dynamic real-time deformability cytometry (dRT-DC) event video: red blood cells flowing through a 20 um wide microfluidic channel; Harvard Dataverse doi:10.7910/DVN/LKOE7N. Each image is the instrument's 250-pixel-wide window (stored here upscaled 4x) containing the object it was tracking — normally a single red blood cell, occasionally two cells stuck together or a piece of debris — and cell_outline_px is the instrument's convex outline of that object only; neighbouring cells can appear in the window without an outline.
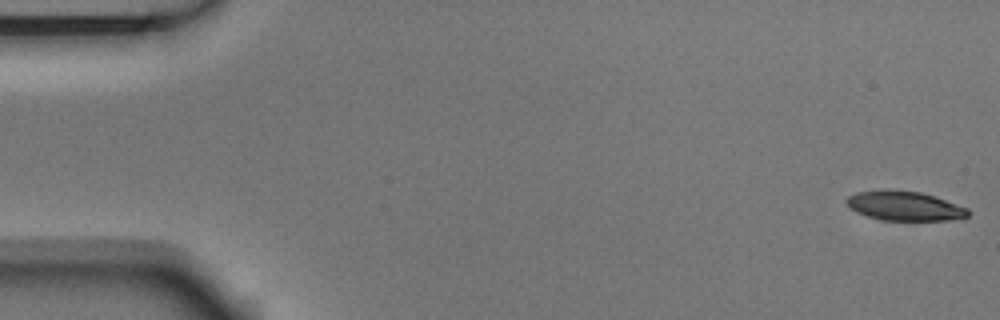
{"species": "Egyptian fruit bat (a non-hibernating species)", "species_latin": "Rousettus aegyptiacus", "temperature_condition": "room temperature", "stored_images_in_passage": 16, "camera_frame_rate_fps": 3000, "um_per_image_px": 0.085, "animal": {"sex": "male"}, "frame": {"image": 1, "passage_image": 1, "time_ms": 0.0, "image_size_px": [1000, 320], "cell_outline_px": [[972, 212], [968, 216], [948, 220], [880, 220], [856, 212], [844, 200], [848, 196], [856, 192], [880, 188], [896, 188], [920, 192], [936, 196], [968, 208]], "centroid_in_image_um": [76.87, 17.47], "position_along_channel_um": 8.1, "area_um2": 21.33}}
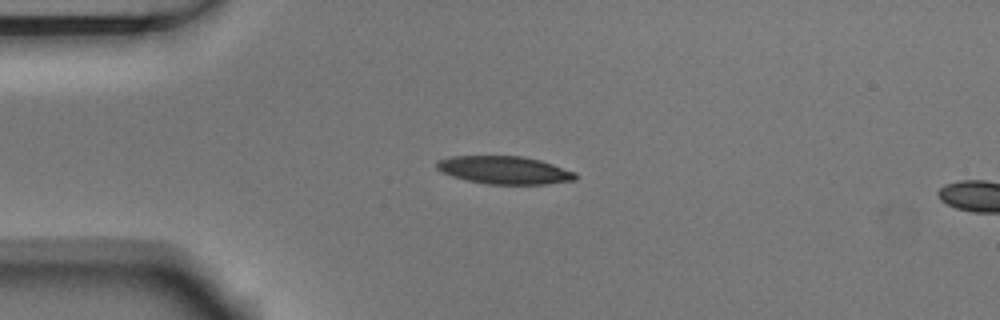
{"frame": {"image": 2, "passage_image": 13, "time_ms": 4.0, "image_size_px": [1000, 320], "cell_outline_px": [[576, 180], [544, 184], [488, 184], [468, 180], [452, 176], [436, 168], [436, 160], [452, 156], [520, 156], [540, 160], [576, 172]], "centroid_in_image_um": [42.87, 14.45], "position_along_channel_um": 42.1, "area_um2": 22.37}}